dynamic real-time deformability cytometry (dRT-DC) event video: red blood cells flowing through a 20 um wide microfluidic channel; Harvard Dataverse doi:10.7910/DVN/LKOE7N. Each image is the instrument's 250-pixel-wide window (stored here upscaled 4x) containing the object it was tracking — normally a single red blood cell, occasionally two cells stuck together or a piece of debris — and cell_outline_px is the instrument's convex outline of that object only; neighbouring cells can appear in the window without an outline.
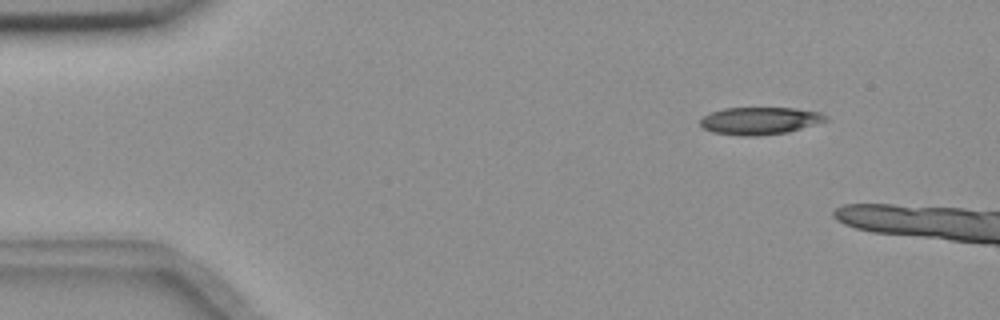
{"species": "common noctule bat (a hibernating species)", "species_latin": "Nyctalus noctula", "temperature_condition": "room temperature", "stored_images_in_passage": 3, "camera_frame_rate_fps": 3000, "um_per_image_px": 0.085, "animal": {"sex": "female", "body_mass_g": 18.4}, "frame": {"image": 1, "passage_image": 1, "time_ms": 0.0, "image_size_px": [1000, 320], "cell_outline_px": [[828, 120], [788, 132], [756, 136], [740, 136], [712, 132], [704, 128], [700, 124], [700, 120], [704, 116], [712, 112], [724, 108], [792, 108], [820, 112], [828, 116]], "centroid_in_image_um": [64.58, 10.27], "position_along_channel_um": 20.4, "area_um2": 19.94}}